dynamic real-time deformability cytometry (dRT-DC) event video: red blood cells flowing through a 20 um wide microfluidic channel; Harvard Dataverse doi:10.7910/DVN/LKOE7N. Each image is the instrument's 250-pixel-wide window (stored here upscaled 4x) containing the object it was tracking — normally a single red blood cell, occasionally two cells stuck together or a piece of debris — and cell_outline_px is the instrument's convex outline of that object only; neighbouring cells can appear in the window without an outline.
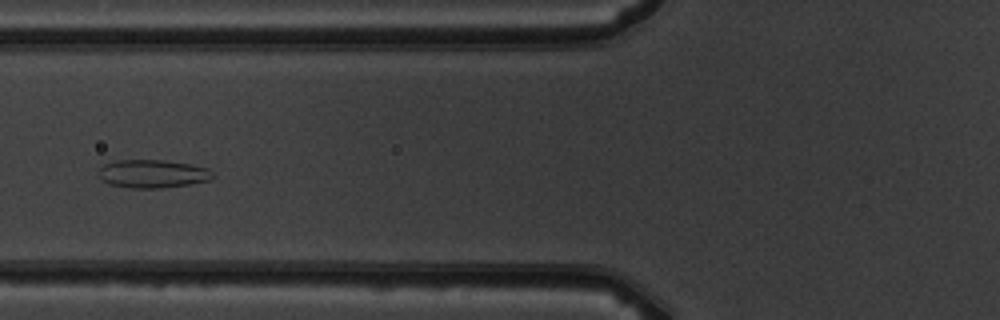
{"species": "common noctule bat (a hibernating species)", "species_latin": "Nyctalus noctula", "temperature_condition": "warm", "stored_images_in_passage": 8, "camera_frame_rate_fps": 3000, "um_per_image_px": 0.085, "animal": {"sex": "male", "body_mass_g": 19.5, "forearm_length_mm": 54.6}, "frame": {"image": 1, "passage_image": 7, "time_ms": 7.0, "image_size_px": [1000, 320], "cell_outline_px": [[216, 176], [212, 180], [188, 184], [160, 188], [132, 188], [108, 184], [96, 172], [104, 164], [116, 160], [164, 160], [188, 164], [208, 168]], "centroid_in_image_um": [12.98, 14.77], "position_along_channel_um": 112.8, "area_um2": 18.79}}